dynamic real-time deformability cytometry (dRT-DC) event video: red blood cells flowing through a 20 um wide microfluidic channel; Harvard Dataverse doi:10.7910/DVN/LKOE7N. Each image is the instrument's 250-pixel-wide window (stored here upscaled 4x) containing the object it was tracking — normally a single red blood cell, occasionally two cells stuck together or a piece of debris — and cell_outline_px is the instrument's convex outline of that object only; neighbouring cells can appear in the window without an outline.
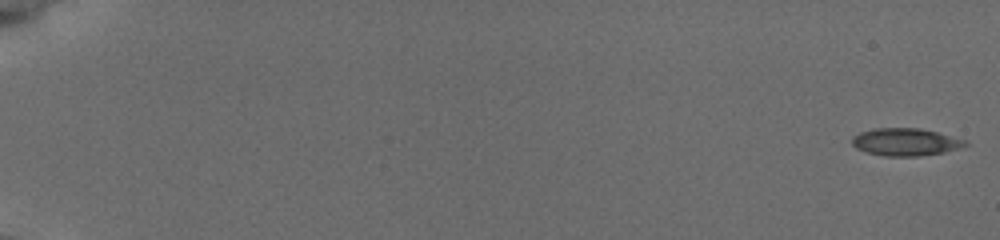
{"species": "common noctule bat (a hibernating species)", "species_latin": "Nyctalus noctula", "temperature_condition": "cold", "stored_images_in_passage": 56, "camera_frame_rate_fps": 3000, "um_per_image_px": 0.085, "animal": {"sex": "female", "body_mass_g": 19.5, "forearm_length_mm": 54.1}, "frame": {"image": 1, "passage_image": 1, "time_ms": 0.0, "image_size_px": [1000, 240], "cell_outline_px": [[968, 144], [944, 152], [916, 156], [884, 156], [868, 152], [856, 148], [852, 144], [852, 136], [860, 132], [872, 128], [920, 128], [968, 140]], "centroid_in_image_um": [76.94, 12.06], "position_along_channel_um": 8.1, "area_um2": 18.03}}
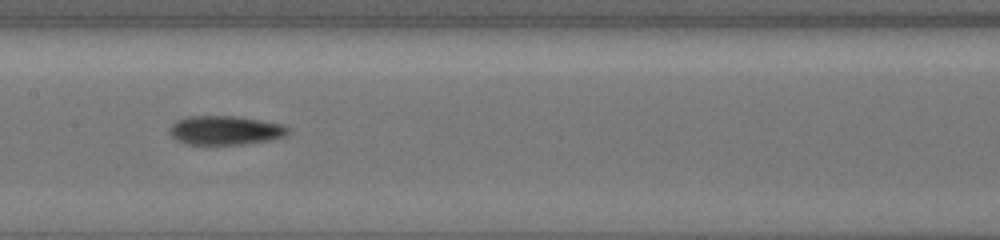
{"frame": {"image": 2, "passage_image": 31, "time_ms": 10.0, "image_size_px": [1000, 240], "cell_outline_px": [[288, 132], [284, 136], [272, 140], [244, 144], [184, 144], [176, 140], [168, 132], [168, 128], [176, 120], [188, 116], [236, 116], [284, 124], [288, 128]], "centroid_in_image_um": [19.11, 11.07], "position_along_channel_um": 188.3, "area_um2": 20.17}}
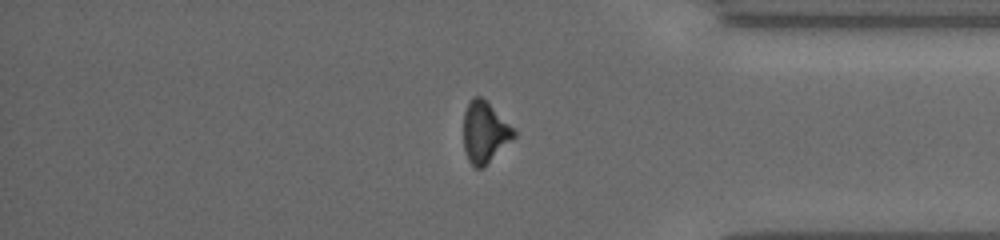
{"frame": {"image": 3, "passage_image": 48, "time_ms": 15.667, "image_size_px": [1000, 240], "cell_outline_px": [[516, 136], [484, 168], [476, 168], [468, 160], [464, 148], [464, 112], [472, 96], [480, 96], [516, 128]], "centroid_in_image_um": [41.23, 11.25], "position_along_channel_um": 394.0, "area_um2": 18.09}}